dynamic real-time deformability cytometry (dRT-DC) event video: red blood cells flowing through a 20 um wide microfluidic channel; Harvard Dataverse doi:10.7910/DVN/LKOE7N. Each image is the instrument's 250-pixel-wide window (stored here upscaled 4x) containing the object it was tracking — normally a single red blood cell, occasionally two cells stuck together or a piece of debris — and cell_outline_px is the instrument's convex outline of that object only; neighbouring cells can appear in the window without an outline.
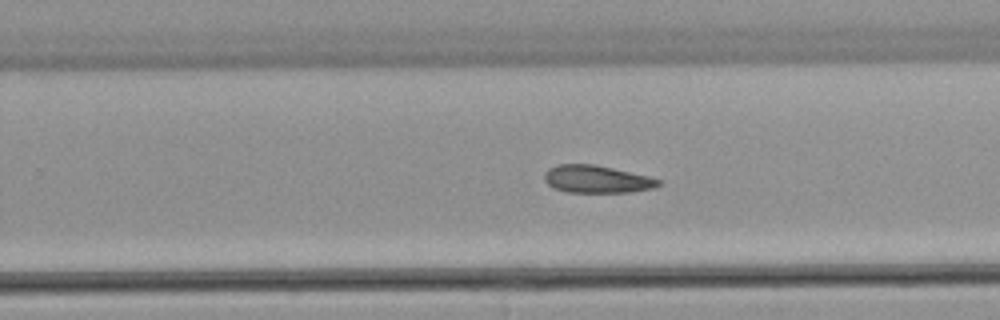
{"species": "common noctule bat (a hibernating species)", "species_latin": "Nyctalus noctula", "temperature_condition": "warm", "stored_images_in_passage": 44, "camera_frame_rate_fps": 3000, "um_per_image_px": 0.085, "animal": {"sex": "male", "body_mass_g": 21.5, "forearm_length_mm": 52.0}, "frame": {"image": 1, "passage_image": 26, "time_ms": 8.333, "image_size_px": [1000, 320], "cell_outline_px": [[660, 184], [656, 188], [632, 192], [568, 192], [552, 188], [544, 180], [544, 172], [548, 168], [556, 164], [592, 164], [612, 168], [648, 176], [660, 180]], "centroid_in_image_um": [50.69, 15.23], "position_along_channel_um": 279.1, "area_um2": 18.38}}
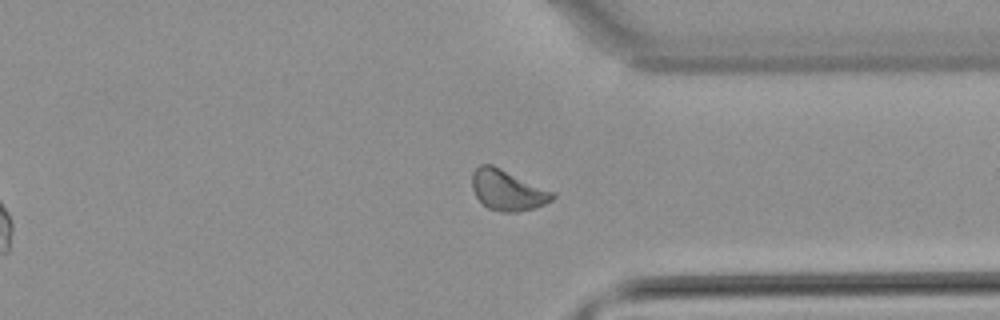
{"frame": {"image": 2, "passage_image": 32, "time_ms": 10.333, "image_size_px": [1000, 320], "cell_outline_px": [[556, 196], [552, 200], [536, 208], [516, 212], [504, 212], [488, 208], [476, 196], [472, 188], [472, 172], [480, 164], [492, 164], [556, 192]], "centroid_in_image_um": [43.17, 16.15], "position_along_channel_um": 368.2, "area_um2": 19.13}}